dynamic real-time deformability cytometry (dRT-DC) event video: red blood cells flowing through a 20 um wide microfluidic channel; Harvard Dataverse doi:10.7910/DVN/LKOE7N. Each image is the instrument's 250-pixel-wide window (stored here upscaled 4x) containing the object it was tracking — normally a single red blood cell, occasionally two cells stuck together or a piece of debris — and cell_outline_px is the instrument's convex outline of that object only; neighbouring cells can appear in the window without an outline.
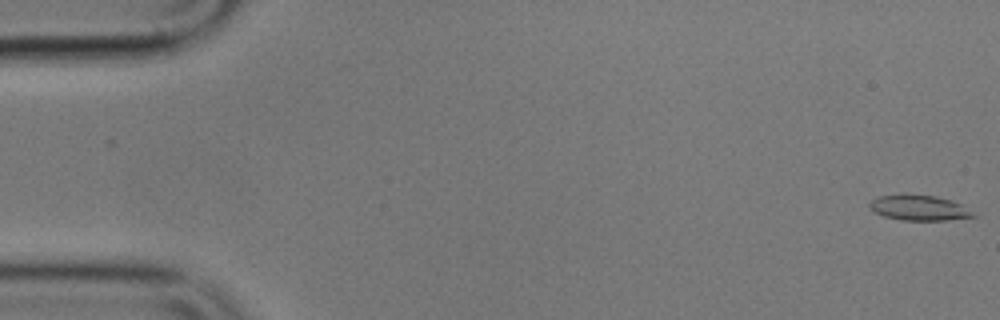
{"species": "common noctule bat (a hibernating species)", "species_latin": "Nyctalus noctula", "temperature_condition": "cold", "stored_images_in_passage": 12, "camera_frame_rate_fps": 3000, "um_per_image_px": 0.085, "animal": {"sex": "male", "body_mass_g": 17.9}, "frame": {"image": 1, "passage_image": 1, "time_ms": 0.0, "image_size_px": [1000, 320], "cell_outline_px": [[980, 216], [948, 220], [900, 220], [884, 216], [872, 212], [868, 204], [872, 200], [880, 196], [900, 192], [936, 196], [952, 200], [960, 204]], "centroid_in_image_um": [78.1, 17.64], "position_along_channel_um": 6.9, "area_um2": 15.78}}